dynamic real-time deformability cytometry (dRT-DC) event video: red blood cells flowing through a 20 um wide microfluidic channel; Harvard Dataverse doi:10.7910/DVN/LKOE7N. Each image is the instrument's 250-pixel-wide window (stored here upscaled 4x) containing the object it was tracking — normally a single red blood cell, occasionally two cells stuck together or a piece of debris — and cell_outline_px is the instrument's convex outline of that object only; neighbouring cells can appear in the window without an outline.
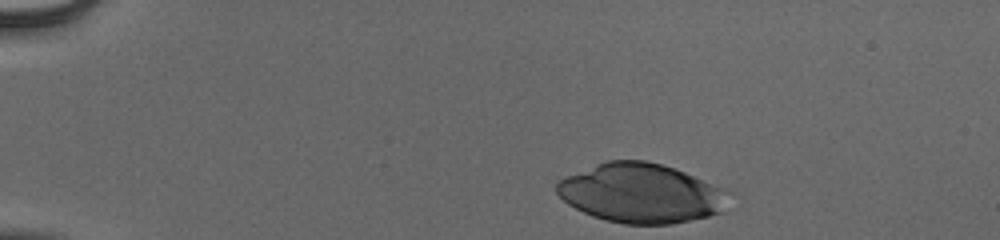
{"species": "human", "species_latin": "Homo sapiens", "temperature_condition": "cold", "stored_images_in_passage": 39, "camera_frame_rate_fps": 3000, "um_per_image_px": 0.085, "donor": {"sex": "male"}, "frame": {"image": 1, "passage_image": 1, "time_ms": 0.0, "image_size_px": [1000, 240], "cell_outline_px": [[740, 196], [720, 212], [708, 216], [672, 224], [624, 224], [604, 220], [592, 216], [568, 204], [556, 192], [556, 184], [560, 180], [568, 176], [608, 160], [644, 160], [660, 164], [684, 172], [728, 188], [736, 192]], "centroid_in_image_um": [54.65, 16.44], "position_along_channel_um": 30.4, "area_um2": 60.11}}